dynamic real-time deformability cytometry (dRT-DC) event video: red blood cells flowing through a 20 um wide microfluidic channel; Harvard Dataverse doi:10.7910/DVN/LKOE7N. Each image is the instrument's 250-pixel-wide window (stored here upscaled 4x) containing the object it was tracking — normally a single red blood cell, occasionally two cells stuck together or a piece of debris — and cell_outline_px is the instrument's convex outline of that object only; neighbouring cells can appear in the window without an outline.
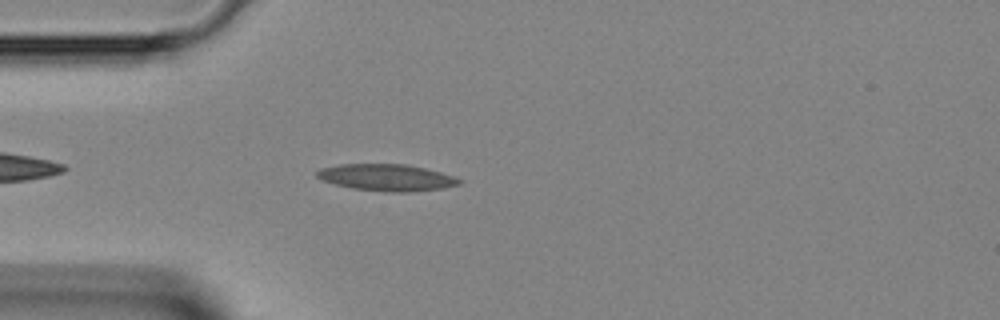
{"species": "Egyptian fruit bat (a non-hibernating species)", "species_latin": "Rousettus aegyptiacus", "temperature_condition": "room temperature", "stored_images_in_passage": 36, "camera_frame_rate_fps": 3000, "um_per_image_px": 0.085, "animal": {"sex": "female"}, "frame": {"image": 1, "passage_image": 4, "time_ms": 1.0, "image_size_px": [1000, 320], "cell_outline_px": [[464, 180], [460, 184], [444, 188], [408, 192], [388, 192], [352, 188], [336, 184], [324, 180], [316, 176], [316, 172], [320, 168], [340, 164], [408, 164], [440, 172]], "centroid_in_image_um": [32.89, 15.08], "position_along_channel_um": 52.1, "area_um2": 22.08}}
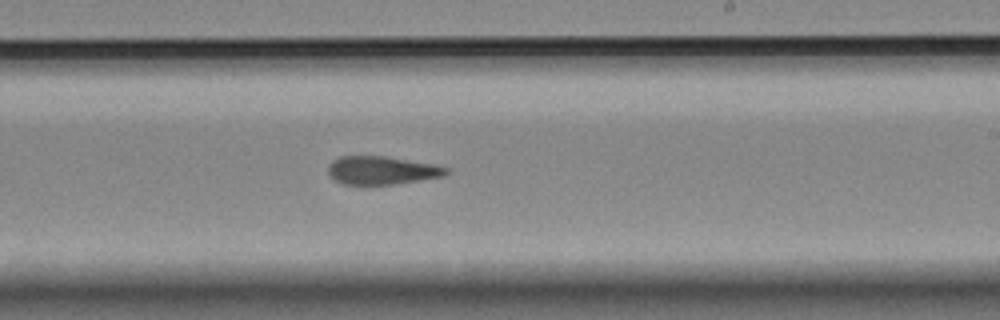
{"frame": {"image": 2, "passage_image": 18, "time_ms": 5.667, "image_size_px": [1000, 320], "cell_outline_px": [[448, 172], [444, 176], [420, 180], [392, 184], [344, 184], [336, 180], [328, 172], [328, 164], [332, 160], [340, 156], [384, 156], [436, 164], [448, 168]], "centroid_in_image_um": [32.46, 14.46], "position_along_channel_um": 256.5, "area_um2": 19.31}}
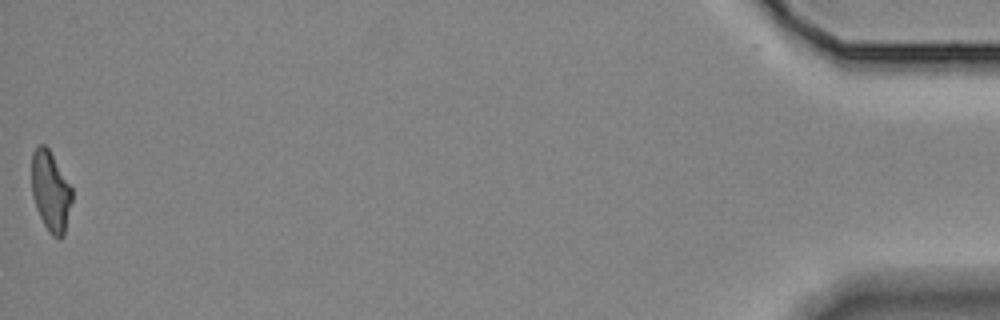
{"frame": {"image": 3, "passage_image": 36, "time_ms": 11.667, "image_size_px": [1000, 320], "cell_outline_px": [[72, 200], [64, 236], [60, 240], [52, 236], [48, 232], [36, 208], [32, 196], [32, 152], [40, 144], [44, 144], [48, 148], [72, 188]], "centroid_in_image_um": [4.3, 16.3], "position_along_channel_um": 430.9, "area_um2": 18.84}}